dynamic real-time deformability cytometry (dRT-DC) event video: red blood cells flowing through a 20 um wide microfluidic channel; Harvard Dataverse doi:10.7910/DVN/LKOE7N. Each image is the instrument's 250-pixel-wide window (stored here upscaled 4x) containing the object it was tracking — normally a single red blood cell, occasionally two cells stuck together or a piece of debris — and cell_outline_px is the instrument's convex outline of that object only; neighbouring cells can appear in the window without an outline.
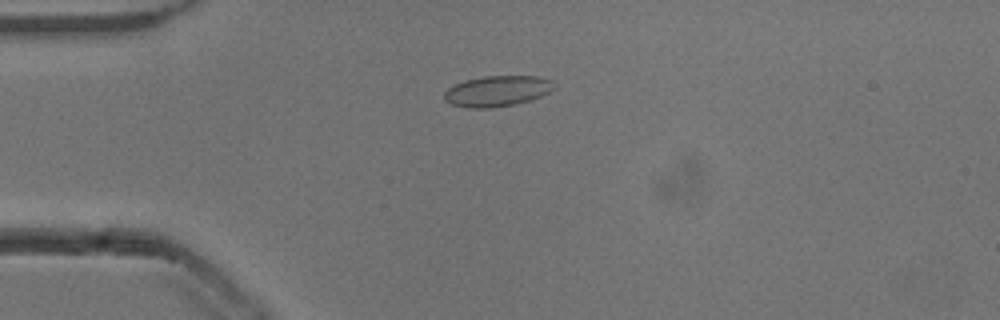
{"species": "common noctule bat (a hibernating species)", "species_latin": "Nyctalus noctula", "temperature_condition": "cold", "stored_images_in_passage": 47, "camera_frame_rate_fps": 3000, "um_per_image_px": 0.085, "animal": {"sex": "male", "body_mass_g": 13.3}, "frame": {"image": 1, "passage_image": 7, "time_ms": 2.0, "image_size_px": [1000, 320], "cell_outline_px": [[552, 88], [548, 92], [540, 96], [516, 104], [488, 108], [468, 108], [452, 104], [444, 100], [444, 92], [448, 88], [464, 80], [484, 76], [536, 76], [552, 80]], "centroid_in_image_um": [42.21, 7.74], "position_along_channel_um": 42.8, "area_um2": 19.42}}
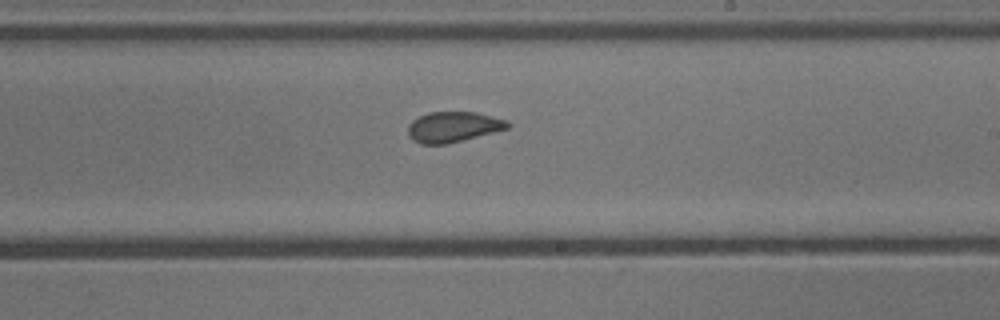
{"frame": {"image": 2, "passage_image": 25, "time_ms": 8.0, "image_size_px": [1000, 320], "cell_outline_px": [[512, 124], [508, 128], [448, 144], [420, 144], [412, 140], [408, 136], [408, 124], [412, 120], [428, 112], [476, 112], [508, 120]], "centroid_in_image_um": [38.51, 10.79], "position_along_channel_um": 250.5, "area_um2": 17.8}}
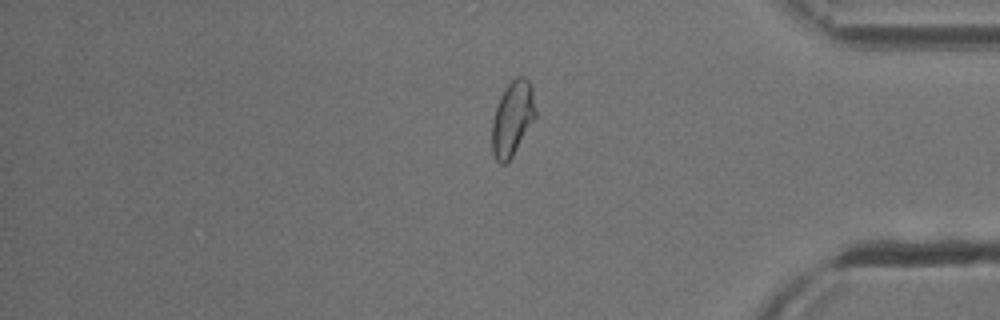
{"frame": {"image": 3, "passage_image": 38, "time_ms": 12.333, "image_size_px": [1000, 320], "cell_outline_px": [[536, 116], [512, 156], [504, 164], [500, 164], [496, 160], [492, 152], [492, 120], [500, 96], [504, 88], [516, 76], [524, 76], [528, 80], [532, 88], [536, 112]], "centroid_in_image_um": [43.55, 10.04], "position_along_channel_um": 391.7, "area_um2": 18.79}, "authors_computed_cell_mechanics": {"area_um2": 18.3804, "velocity_mm_per_s": 3.8265, "shape_relaxation_time_tau1_ms": 5.4346, "shape_relaxation_time_tau2_ms": 0.6731, "deformation_change_tau1": 0.093, "deformation_change_tau2": 0.0415}}